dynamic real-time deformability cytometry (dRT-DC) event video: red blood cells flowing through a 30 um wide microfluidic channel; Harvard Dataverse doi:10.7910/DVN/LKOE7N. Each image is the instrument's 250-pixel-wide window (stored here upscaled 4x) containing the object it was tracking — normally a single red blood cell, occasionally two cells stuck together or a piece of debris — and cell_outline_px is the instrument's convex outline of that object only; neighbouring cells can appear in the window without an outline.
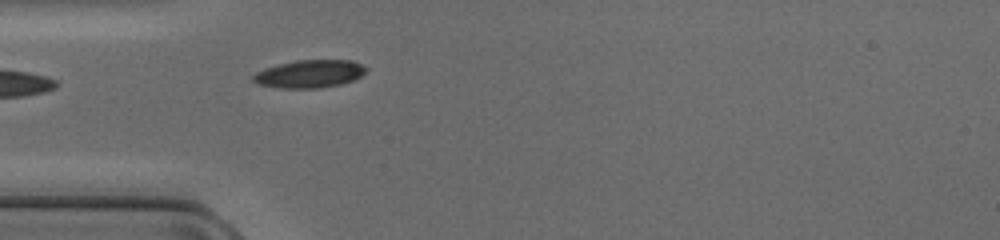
{"species": "common noctule bat (a hibernating species)", "species_latin": "Nyctalus noctula", "temperature_condition": "cold", "stored_images_in_passage": 33, "camera_frame_rate_fps": 3000, "um_per_image_px": 0.085, "animal": {"sex": "female", "body_mass_g": 17.0, "forearm_length_mm": 48.0}, "frame": {"image": 1, "passage_image": 1, "time_ms": 0.0, "image_size_px": [1000, 240], "cell_outline_px": [[368, 68], [360, 76], [352, 80], [340, 84], [320, 88], [280, 88], [260, 84], [252, 80], [252, 76], [256, 72], [264, 68], [296, 60], [352, 60]], "centroid_in_image_um": [26.3, 6.27], "position_along_channel_um": 58.7, "area_um2": 18.15}}
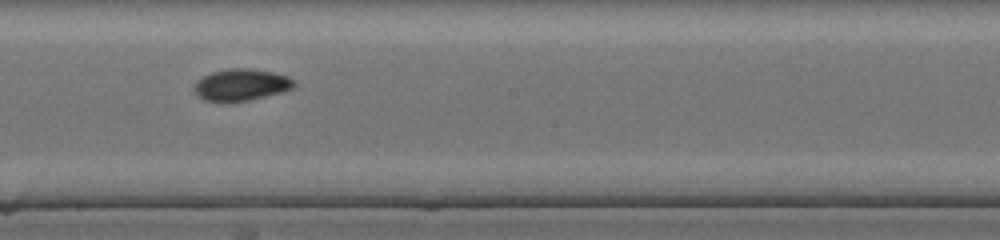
{"frame": {"image": 2, "passage_image": 13, "time_ms": 4.0, "image_size_px": [1000, 240], "cell_outline_px": [[296, 84], [292, 88], [280, 92], [248, 100], [204, 100], [196, 92], [196, 84], [204, 76], [212, 72], [232, 68], [248, 68], [272, 72], [288, 76], [296, 80]], "centroid_in_image_um": [20.58, 7.18], "position_along_channel_um": 227.6, "area_um2": 17.74}}
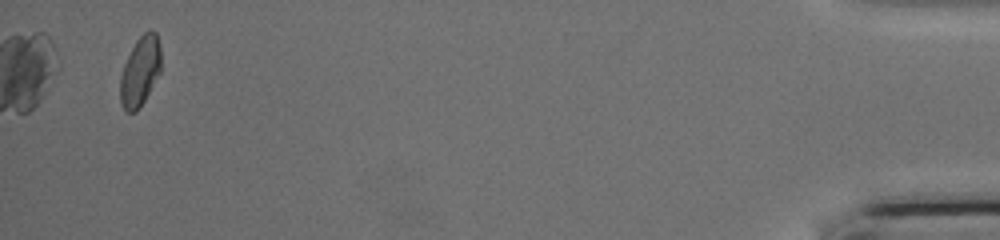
{"frame": {"image": 3, "passage_image": 33, "time_ms": 10.667, "image_size_px": [1000, 240], "cell_outline_px": [[160, 72], [144, 100], [136, 112], [128, 112], [124, 108], [120, 100], [120, 76], [124, 64], [136, 40], [144, 32], [156, 32], [160, 44]], "centroid_in_image_um": [11.9, 6.05], "position_along_channel_um": 423.3, "area_um2": 16.24}}